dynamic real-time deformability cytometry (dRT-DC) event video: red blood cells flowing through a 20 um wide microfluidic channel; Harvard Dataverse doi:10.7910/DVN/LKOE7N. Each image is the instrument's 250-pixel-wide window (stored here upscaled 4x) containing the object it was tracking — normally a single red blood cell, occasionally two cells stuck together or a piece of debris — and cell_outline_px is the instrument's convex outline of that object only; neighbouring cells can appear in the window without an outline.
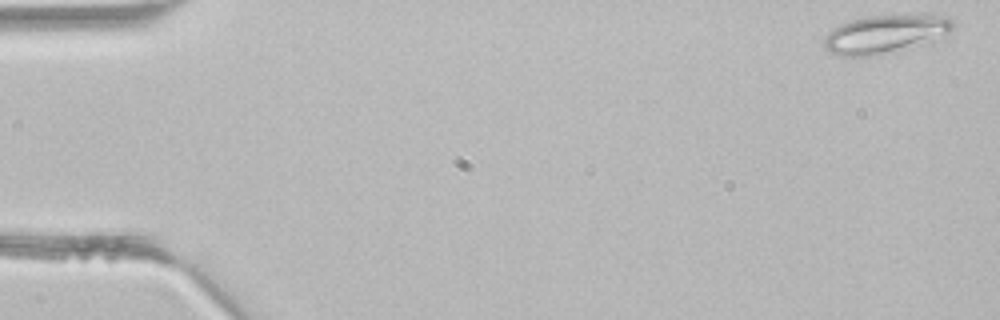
{"species": "common noctule bat (a hibernating species)", "species_latin": "Nyctalus noctula", "temperature_condition": "room temperature", "stored_images_in_passage": 4, "camera_frame_rate_fps": 3000, "um_per_image_px": 0.085, "animal": {"sex": "male", "body_mass_g": 21.5, "forearm_length_mm": 52.0}, "frame": {"image": 1, "passage_image": 4, "time_ms": 1.0, "image_size_px": [1000, 320], "cell_outline_px": [[956, 24], [948, 32], [932, 40], [872, 56], [840, 56], [828, 52], [824, 48], [824, 36], [832, 28], [840, 24], [852, 20], [872, 16], [936, 16], [952, 20]], "centroid_in_image_um": [75.11, 2.91], "position_along_channel_um": 9.9, "area_um2": 27.69}}